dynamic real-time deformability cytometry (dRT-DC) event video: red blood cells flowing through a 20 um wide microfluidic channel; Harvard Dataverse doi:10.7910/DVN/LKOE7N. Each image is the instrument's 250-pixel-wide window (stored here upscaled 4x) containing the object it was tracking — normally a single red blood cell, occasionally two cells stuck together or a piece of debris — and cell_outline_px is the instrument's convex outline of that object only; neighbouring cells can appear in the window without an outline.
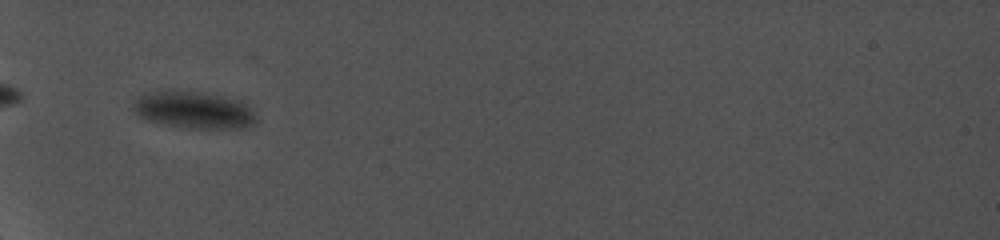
{"species": "common noctule bat (a hibernating species)", "species_latin": "Nyctalus noctula", "temperature_condition": "cold", "stored_images_in_passage": 5, "camera_frame_rate_fps": 5000, "um_per_image_px": 0.085, "animal": {"sex": "female", "body_mass_g": 19.0, "forearm_length_mm": 56.7}, "frame": {"image": 1, "passage_image": 1, "time_ms": 0.0, "image_size_px": [1000, 240], "cell_outline_px": [[256, 120], [252, 124], [244, 128], [180, 128], [148, 120], [140, 116], [132, 108], [132, 104], [144, 92], [156, 88], [168, 88], [200, 92], [240, 100], [248, 104], [256, 116]], "centroid_in_image_um": [16.41, 9.31], "position_along_channel_um": 68.6, "area_um2": 27.22}}
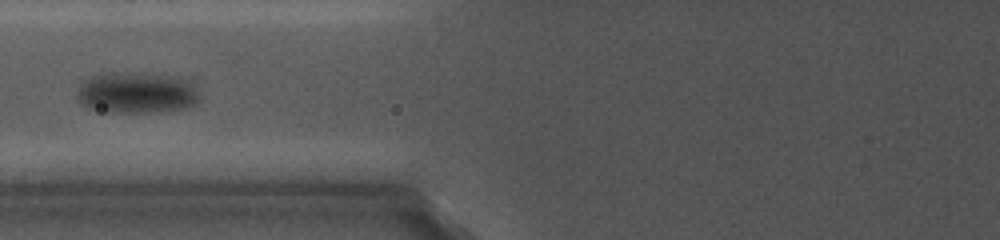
{"frame": {"image": 2, "passage_image": 3, "time_ms": 1.8, "image_size_px": [1000, 240], "cell_outline_px": [[200, 100], [188, 108], [144, 112], [112, 112], [88, 108], [80, 104], [76, 100], [76, 96], [80, 80], [84, 76], [116, 72], [136, 72], [192, 76], [200, 96]], "centroid_in_image_um": [11.65, 7.83], "position_along_channel_um": 114.2, "area_um2": 30.81}}